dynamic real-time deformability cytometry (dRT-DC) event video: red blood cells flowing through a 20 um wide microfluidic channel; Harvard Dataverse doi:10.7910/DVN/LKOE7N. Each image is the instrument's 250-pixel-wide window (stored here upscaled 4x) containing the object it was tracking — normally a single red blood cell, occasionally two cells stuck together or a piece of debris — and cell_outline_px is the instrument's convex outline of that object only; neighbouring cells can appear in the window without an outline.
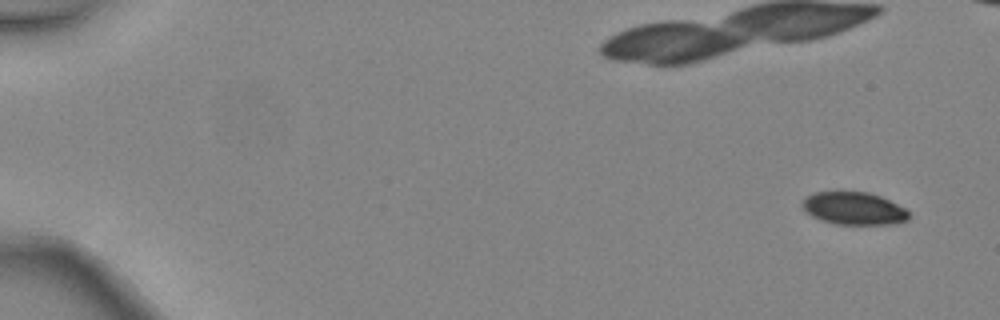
{"species": "common noctule bat (a hibernating species)", "species_latin": "Nyctalus noctula", "temperature_condition": "warm", "stored_images_in_passage": 7, "camera_frame_rate_fps": 3000, "um_per_image_px": 0.085, "animal": {"sex": "female", "body_mass_g": 24.6, "forearm_length_mm": 56.2}, "frame": {"image": 1, "passage_image": 1, "time_ms": 0.0, "image_size_px": [1000, 320], "cell_outline_px": [[908, 220], [896, 224], [836, 224], [820, 220], [812, 216], [800, 204], [804, 196], [816, 192], [868, 192], [880, 196], [904, 208], [908, 212]], "centroid_in_image_um": [72.55, 17.72], "position_along_channel_um": 12.5, "area_um2": 20.17}}
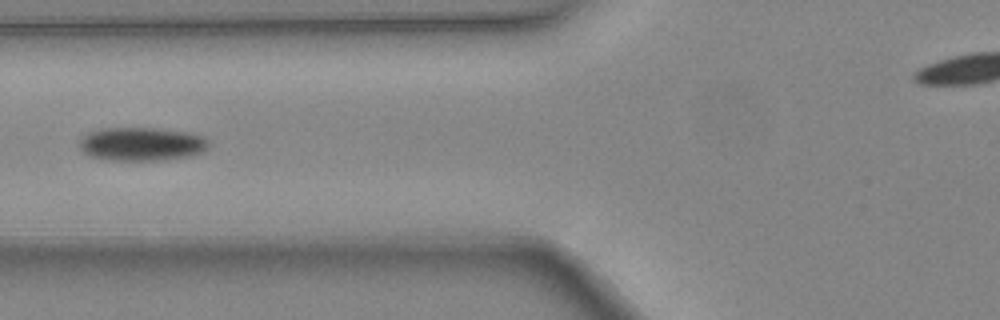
{"frame": {"image": 2, "passage_image": 6, "time_ms": 1.667, "image_size_px": [1000, 320], "cell_outline_px": [[208, 148], [204, 152], [188, 156], [164, 160], [100, 160], [88, 156], [80, 148], [80, 136], [88, 132], [100, 128], [160, 128], [188, 132], [200, 136], [208, 140]], "centroid_in_image_um": [11.99, 12.24], "position_along_channel_um": 113.8, "area_um2": 25.61}}
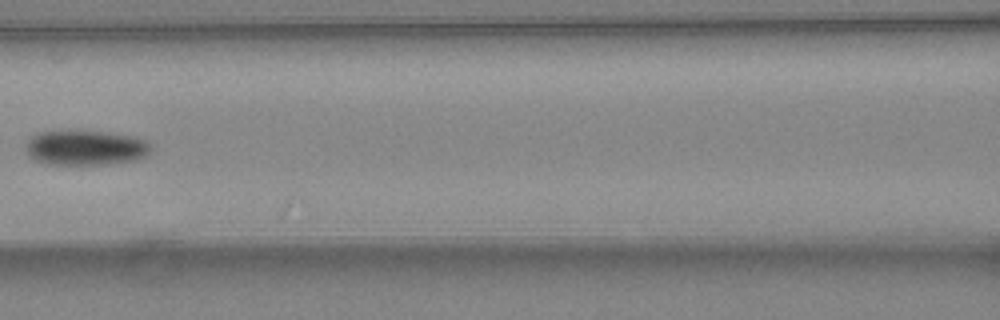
{"frame": {"image": 3, "passage_image": 7, "time_ms": 2.0, "image_size_px": [1000, 320], "cell_outline_px": [[152, 148], [144, 156], [136, 160], [108, 164], [52, 164], [32, 160], [28, 156], [24, 148], [24, 144], [32, 136], [40, 132], [108, 132], [136, 136], [144, 140]], "centroid_in_image_um": [7.24, 12.57], "position_along_channel_um": 159.4, "area_um2": 25.32}}